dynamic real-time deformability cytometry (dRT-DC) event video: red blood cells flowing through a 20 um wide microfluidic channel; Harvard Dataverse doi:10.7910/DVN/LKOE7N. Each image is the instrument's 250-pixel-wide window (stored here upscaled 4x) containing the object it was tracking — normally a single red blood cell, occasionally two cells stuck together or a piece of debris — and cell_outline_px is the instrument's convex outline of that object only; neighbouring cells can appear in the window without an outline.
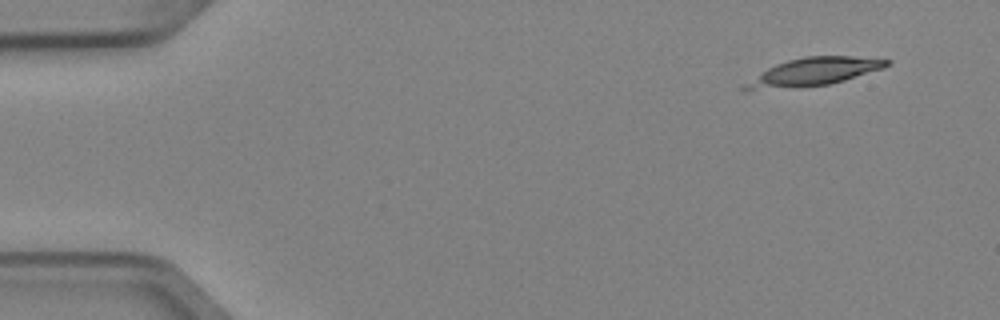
{"species": "Egyptian fruit bat (a non-hibernating species)", "species_latin": "Rousettus aegyptiacus", "temperature_condition": "cold", "stored_images_in_passage": 5, "camera_frame_rate_fps": 3000, "um_per_image_px": 0.085, "animal": {"sex": "female"}, "frame": {"image": 1, "passage_image": 1, "time_ms": 0.0, "image_size_px": [1000, 320], "cell_outline_px": [[892, 60], [884, 68], [844, 80], [828, 84], [752, 88], [740, 88], [740, 84], [768, 68], [776, 64], [788, 60], [804, 56], [852, 56]], "centroid_in_image_um": [69.23, 6.05], "position_along_channel_um": 15.8, "area_um2": 21.96}}
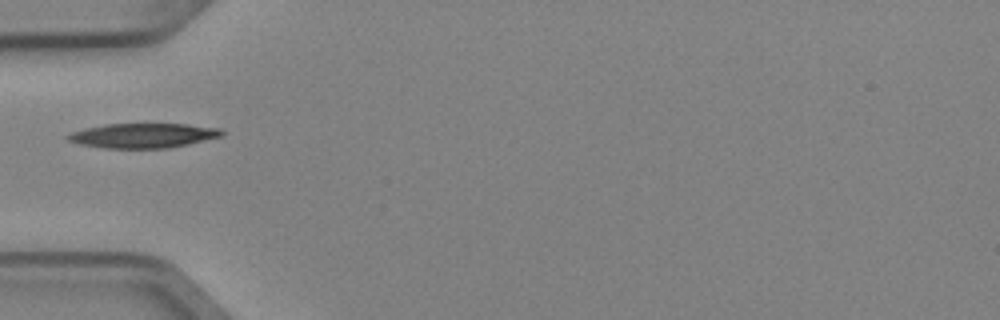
{"frame": {"image": 2, "passage_image": 4, "time_ms": 1.0, "image_size_px": [1000, 320], "cell_outline_px": [[224, 132], [220, 136], [188, 144], [168, 148], [104, 148], [80, 144], [68, 140], [64, 136], [72, 132], [84, 128], [104, 124], [188, 124], [220, 128]], "centroid_in_image_um": [12.13, 11.52], "position_along_channel_um": 72.9, "area_um2": 22.02}}
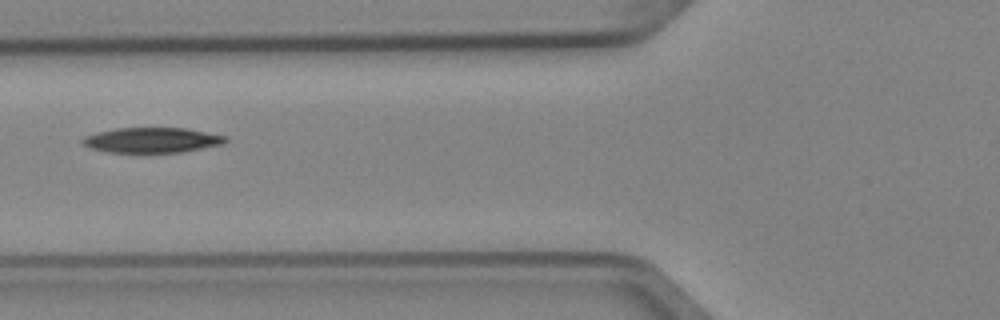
{"frame": {"image": 3, "passage_image": 5, "time_ms": 1.333, "image_size_px": [1000, 320], "cell_outline_px": [[228, 140], [224, 144], [184, 152], [108, 152], [92, 148], [84, 144], [80, 140], [84, 136], [96, 132], [116, 128], [184, 128], [228, 136]], "centroid_in_image_um": [12.95, 11.9], "position_along_channel_um": 112.9, "area_um2": 20.98}}